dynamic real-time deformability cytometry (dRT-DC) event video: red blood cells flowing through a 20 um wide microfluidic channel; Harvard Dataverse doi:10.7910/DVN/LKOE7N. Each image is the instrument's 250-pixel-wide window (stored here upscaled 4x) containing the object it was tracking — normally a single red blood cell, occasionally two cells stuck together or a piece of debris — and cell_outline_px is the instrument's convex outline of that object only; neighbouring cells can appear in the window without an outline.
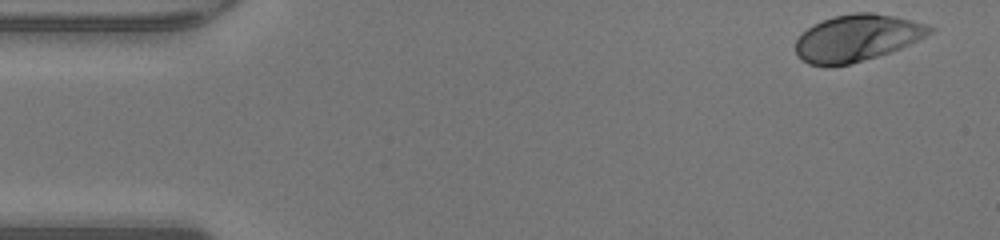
{"species": "human", "species_latin": "Homo sapiens", "temperature_condition": "warm", "stored_images_in_passage": 44, "camera_frame_rate_fps": 3000, "um_per_image_px": 0.085, "donor": {"sex": "male"}, "frame": {"image": 1, "passage_image": 1, "time_ms": 0.0, "image_size_px": [1000, 240], "cell_outline_px": [[936, 28], [932, 32], [900, 48], [876, 56], [848, 64], [828, 68], [808, 64], [800, 60], [796, 52], [796, 40], [812, 24], [832, 16], [856, 12], [872, 12], [896, 16], [928, 24]], "centroid_in_image_um": [72.81, 3.22], "position_along_channel_um": 12.2, "area_um2": 36.59}}
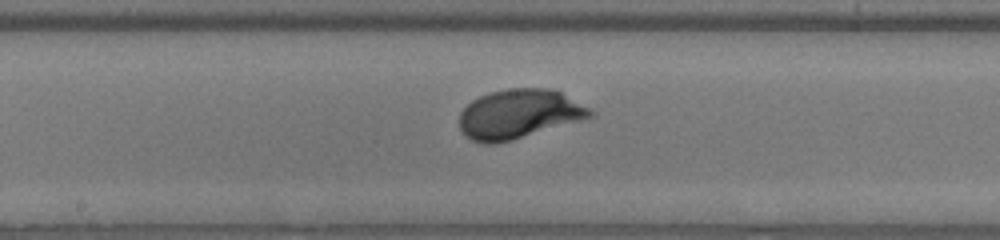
{"frame": {"image": 2, "passage_image": 23, "time_ms": 7.333, "image_size_px": [1000, 240], "cell_outline_px": [[596, 116], [508, 140], [492, 144], [484, 144], [472, 140], [460, 128], [460, 112], [472, 100], [480, 96], [492, 92], [508, 88], [548, 88], [560, 92], [596, 112]], "centroid_in_image_um": [44.12, 9.68], "position_along_channel_um": 204.1, "area_um2": 36.88}}
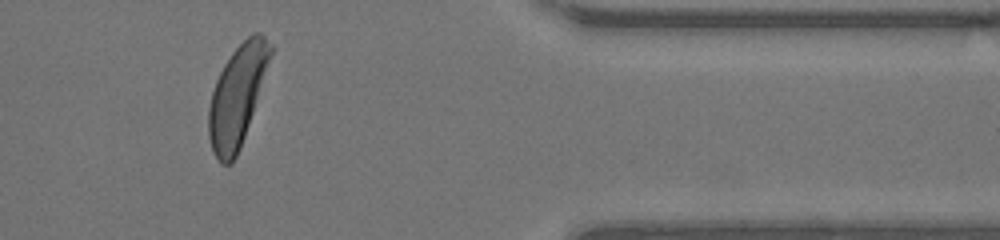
{"frame": {"image": 3, "passage_image": 38, "time_ms": 12.333, "image_size_px": [1000, 240], "cell_outline_px": [[272, 52], [240, 148], [232, 164], [220, 164], [212, 152], [208, 136], [208, 108], [212, 92], [216, 80], [224, 64], [232, 52], [252, 32], [260, 32], [272, 44]], "centroid_in_image_um": [20.12, 8.16], "position_along_channel_um": 391.3, "area_um2": 35.55}}